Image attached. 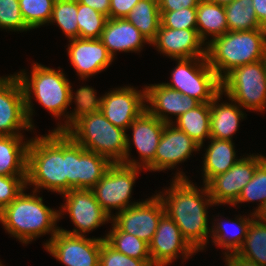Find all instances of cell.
Returning a JSON list of instances; mask_svg holds the SVG:
<instances>
[{
	"instance_id": "15",
	"label": "cell",
	"mask_w": 266,
	"mask_h": 266,
	"mask_svg": "<svg viewBox=\"0 0 266 266\" xmlns=\"http://www.w3.org/2000/svg\"><path fill=\"white\" fill-rule=\"evenodd\" d=\"M105 238H88L59 230L44 249L65 266H99L101 243Z\"/></svg>"
},
{
	"instance_id": "48",
	"label": "cell",
	"mask_w": 266,
	"mask_h": 266,
	"mask_svg": "<svg viewBox=\"0 0 266 266\" xmlns=\"http://www.w3.org/2000/svg\"><path fill=\"white\" fill-rule=\"evenodd\" d=\"M208 1L214 2V3L222 5V6H225V5H228L229 3H231L234 0H208Z\"/></svg>"
},
{
	"instance_id": "37",
	"label": "cell",
	"mask_w": 266,
	"mask_h": 266,
	"mask_svg": "<svg viewBox=\"0 0 266 266\" xmlns=\"http://www.w3.org/2000/svg\"><path fill=\"white\" fill-rule=\"evenodd\" d=\"M108 17L78 2L77 24L79 38L99 39Z\"/></svg>"
},
{
	"instance_id": "26",
	"label": "cell",
	"mask_w": 266,
	"mask_h": 266,
	"mask_svg": "<svg viewBox=\"0 0 266 266\" xmlns=\"http://www.w3.org/2000/svg\"><path fill=\"white\" fill-rule=\"evenodd\" d=\"M210 141V142H209ZM203 154L202 179L206 184L212 177L228 171L240 158L236 154L235 144L230 140L210 138Z\"/></svg>"
},
{
	"instance_id": "2",
	"label": "cell",
	"mask_w": 266,
	"mask_h": 266,
	"mask_svg": "<svg viewBox=\"0 0 266 266\" xmlns=\"http://www.w3.org/2000/svg\"><path fill=\"white\" fill-rule=\"evenodd\" d=\"M31 70L30 75L26 69L16 73L24 89L25 109L30 126L35 130L32 121L35 112L32 98L35 97L39 105L48 110L55 119L61 120L60 117H64V123L60 121L51 131H65L74 119L78 104L86 97L85 86H80L73 92L70 80L60 67L56 70L33 62ZM72 101L75 102V108L68 112Z\"/></svg>"
},
{
	"instance_id": "38",
	"label": "cell",
	"mask_w": 266,
	"mask_h": 266,
	"mask_svg": "<svg viewBox=\"0 0 266 266\" xmlns=\"http://www.w3.org/2000/svg\"><path fill=\"white\" fill-rule=\"evenodd\" d=\"M0 29L12 32L31 30L22 18L19 0H0Z\"/></svg>"
},
{
	"instance_id": "27",
	"label": "cell",
	"mask_w": 266,
	"mask_h": 266,
	"mask_svg": "<svg viewBox=\"0 0 266 266\" xmlns=\"http://www.w3.org/2000/svg\"><path fill=\"white\" fill-rule=\"evenodd\" d=\"M24 136H0V176H27L30 139L27 140Z\"/></svg>"
},
{
	"instance_id": "43",
	"label": "cell",
	"mask_w": 266,
	"mask_h": 266,
	"mask_svg": "<svg viewBox=\"0 0 266 266\" xmlns=\"http://www.w3.org/2000/svg\"><path fill=\"white\" fill-rule=\"evenodd\" d=\"M200 0H158L160 12L177 11L182 8H196Z\"/></svg>"
},
{
	"instance_id": "20",
	"label": "cell",
	"mask_w": 266,
	"mask_h": 266,
	"mask_svg": "<svg viewBox=\"0 0 266 266\" xmlns=\"http://www.w3.org/2000/svg\"><path fill=\"white\" fill-rule=\"evenodd\" d=\"M200 145L172 123L166 124L154 156V172L173 170L199 152Z\"/></svg>"
},
{
	"instance_id": "31",
	"label": "cell",
	"mask_w": 266,
	"mask_h": 266,
	"mask_svg": "<svg viewBox=\"0 0 266 266\" xmlns=\"http://www.w3.org/2000/svg\"><path fill=\"white\" fill-rule=\"evenodd\" d=\"M105 241L118 252L140 260H151L149 245L137 236L122 232L112 221Z\"/></svg>"
},
{
	"instance_id": "33",
	"label": "cell",
	"mask_w": 266,
	"mask_h": 266,
	"mask_svg": "<svg viewBox=\"0 0 266 266\" xmlns=\"http://www.w3.org/2000/svg\"><path fill=\"white\" fill-rule=\"evenodd\" d=\"M224 7L228 31L265 29L255 15L253 0H234Z\"/></svg>"
},
{
	"instance_id": "22",
	"label": "cell",
	"mask_w": 266,
	"mask_h": 266,
	"mask_svg": "<svg viewBox=\"0 0 266 266\" xmlns=\"http://www.w3.org/2000/svg\"><path fill=\"white\" fill-rule=\"evenodd\" d=\"M148 85H145L146 110L166 124L173 123V115L176 117L175 121L199 104L194 98L181 94L163 83Z\"/></svg>"
},
{
	"instance_id": "17",
	"label": "cell",
	"mask_w": 266,
	"mask_h": 266,
	"mask_svg": "<svg viewBox=\"0 0 266 266\" xmlns=\"http://www.w3.org/2000/svg\"><path fill=\"white\" fill-rule=\"evenodd\" d=\"M164 213L162 200L154 193L151 197L114 213L111 221L122 232L137 236L149 245Z\"/></svg>"
},
{
	"instance_id": "19",
	"label": "cell",
	"mask_w": 266,
	"mask_h": 266,
	"mask_svg": "<svg viewBox=\"0 0 266 266\" xmlns=\"http://www.w3.org/2000/svg\"><path fill=\"white\" fill-rule=\"evenodd\" d=\"M68 42L67 55L80 80L105 71L114 61L100 39L76 38Z\"/></svg>"
},
{
	"instance_id": "25",
	"label": "cell",
	"mask_w": 266,
	"mask_h": 266,
	"mask_svg": "<svg viewBox=\"0 0 266 266\" xmlns=\"http://www.w3.org/2000/svg\"><path fill=\"white\" fill-rule=\"evenodd\" d=\"M254 218L252 213L248 217L244 215H239L238 217L237 215L236 218H233L234 220L213 218L215 222L212 221L211 226V243L218 248H223L224 251H222V254L224 256L230 253H236L246 238L247 230Z\"/></svg>"
},
{
	"instance_id": "29",
	"label": "cell",
	"mask_w": 266,
	"mask_h": 266,
	"mask_svg": "<svg viewBox=\"0 0 266 266\" xmlns=\"http://www.w3.org/2000/svg\"><path fill=\"white\" fill-rule=\"evenodd\" d=\"M184 131L190 138L203 148V144L210 136V103H199L193 109L183 113L172 123Z\"/></svg>"
},
{
	"instance_id": "49",
	"label": "cell",
	"mask_w": 266,
	"mask_h": 266,
	"mask_svg": "<svg viewBox=\"0 0 266 266\" xmlns=\"http://www.w3.org/2000/svg\"><path fill=\"white\" fill-rule=\"evenodd\" d=\"M264 64H265V68H266V53H265V57L263 58Z\"/></svg>"
},
{
	"instance_id": "6",
	"label": "cell",
	"mask_w": 266,
	"mask_h": 266,
	"mask_svg": "<svg viewBox=\"0 0 266 266\" xmlns=\"http://www.w3.org/2000/svg\"><path fill=\"white\" fill-rule=\"evenodd\" d=\"M266 53V29L227 31L206 45L210 67L222 80L231 70L263 60Z\"/></svg>"
},
{
	"instance_id": "4",
	"label": "cell",
	"mask_w": 266,
	"mask_h": 266,
	"mask_svg": "<svg viewBox=\"0 0 266 266\" xmlns=\"http://www.w3.org/2000/svg\"><path fill=\"white\" fill-rule=\"evenodd\" d=\"M34 191L46 189L63 194L67 192L66 133L50 131L32 137L27 150L26 187Z\"/></svg>"
},
{
	"instance_id": "28",
	"label": "cell",
	"mask_w": 266,
	"mask_h": 266,
	"mask_svg": "<svg viewBox=\"0 0 266 266\" xmlns=\"http://www.w3.org/2000/svg\"><path fill=\"white\" fill-rule=\"evenodd\" d=\"M196 9L197 32L206 45L228 31L224 6L200 0Z\"/></svg>"
},
{
	"instance_id": "36",
	"label": "cell",
	"mask_w": 266,
	"mask_h": 266,
	"mask_svg": "<svg viewBox=\"0 0 266 266\" xmlns=\"http://www.w3.org/2000/svg\"><path fill=\"white\" fill-rule=\"evenodd\" d=\"M54 3L55 0H19L25 24L31 30L49 25Z\"/></svg>"
},
{
	"instance_id": "30",
	"label": "cell",
	"mask_w": 266,
	"mask_h": 266,
	"mask_svg": "<svg viewBox=\"0 0 266 266\" xmlns=\"http://www.w3.org/2000/svg\"><path fill=\"white\" fill-rule=\"evenodd\" d=\"M160 18L158 0H140L126 16L150 43L157 35Z\"/></svg>"
},
{
	"instance_id": "46",
	"label": "cell",
	"mask_w": 266,
	"mask_h": 266,
	"mask_svg": "<svg viewBox=\"0 0 266 266\" xmlns=\"http://www.w3.org/2000/svg\"><path fill=\"white\" fill-rule=\"evenodd\" d=\"M253 8L261 27L266 29V0H253Z\"/></svg>"
},
{
	"instance_id": "39",
	"label": "cell",
	"mask_w": 266,
	"mask_h": 266,
	"mask_svg": "<svg viewBox=\"0 0 266 266\" xmlns=\"http://www.w3.org/2000/svg\"><path fill=\"white\" fill-rule=\"evenodd\" d=\"M160 22L170 29H197V9L182 8L177 11L160 12Z\"/></svg>"
},
{
	"instance_id": "23",
	"label": "cell",
	"mask_w": 266,
	"mask_h": 266,
	"mask_svg": "<svg viewBox=\"0 0 266 266\" xmlns=\"http://www.w3.org/2000/svg\"><path fill=\"white\" fill-rule=\"evenodd\" d=\"M115 59L117 52L140 53L150 42L126 18H108L99 38Z\"/></svg>"
},
{
	"instance_id": "5",
	"label": "cell",
	"mask_w": 266,
	"mask_h": 266,
	"mask_svg": "<svg viewBox=\"0 0 266 266\" xmlns=\"http://www.w3.org/2000/svg\"><path fill=\"white\" fill-rule=\"evenodd\" d=\"M27 187L0 212V223L5 232L25 245L49 234L44 246L59 231V210L50 208L43 203L40 192L32 190L26 193Z\"/></svg>"
},
{
	"instance_id": "18",
	"label": "cell",
	"mask_w": 266,
	"mask_h": 266,
	"mask_svg": "<svg viewBox=\"0 0 266 266\" xmlns=\"http://www.w3.org/2000/svg\"><path fill=\"white\" fill-rule=\"evenodd\" d=\"M196 253L184 239L176 223L164 213L149 244V254L153 266L170 265L180 256L186 261Z\"/></svg>"
},
{
	"instance_id": "16",
	"label": "cell",
	"mask_w": 266,
	"mask_h": 266,
	"mask_svg": "<svg viewBox=\"0 0 266 266\" xmlns=\"http://www.w3.org/2000/svg\"><path fill=\"white\" fill-rule=\"evenodd\" d=\"M34 130L27 119L25 95L16 74L0 77V136L23 135Z\"/></svg>"
},
{
	"instance_id": "45",
	"label": "cell",
	"mask_w": 266,
	"mask_h": 266,
	"mask_svg": "<svg viewBox=\"0 0 266 266\" xmlns=\"http://www.w3.org/2000/svg\"><path fill=\"white\" fill-rule=\"evenodd\" d=\"M79 3L87 5L94 10L104 14L109 18L110 0H77Z\"/></svg>"
},
{
	"instance_id": "13",
	"label": "cell",
	"mask_w": 266,
	"mask_h": 266,
	"mask_svg": "<svg viewBox=\"0 0 266 266\" xmlns=\"http://www.w3.org/2000/svg\"><path fill=\"white\" fill-rule=\"evenodd\" d=\"M166 123L150 114L146 109L127 128L132 130V138L126 134L124 165L135 166L154 172V156ZM131 138V139H130ZM135 146L139 160L131 158V147Z\"/></svg>"
},
{
	"instance_id": "11",
	"label": "cell",
	"mask_w": 266,
	"mask_h": 266,
	"mask_svg": "<svg viewBox=\"0 0 266 266\" xmlns=\"http://www.w3.org/2000/svg\"><path fill=\"white\" fill-rule=\"evenodd\" d=\"M111 165L107 158L86 150L66 133L67 192L71 189L91 190Z\"/></svg>"
},
{
	"instance_id": "10",
	"label": "cell",
	"mask_w": 266,
	"mask_h": 266,
	"mask_svg": "<svg viewBox=\"0 0 266 266\" xmlns=\"http://www.w3.org/2000/svg\"><path fill=\"white\" fill-rule=\"evenodd\" d=\"M145 169L122 163L112 164L102 179L91 189L101 208L111 217L112 209L121 212L141 201H131L133 186L138 175Z\"/></svg>"
},
{
	"instance_id": "3",
	"label": "cell",
	"mask_w": 266,
	"mask_h": 266,
	"mask_svg": "<svg viewBox=\"0 0 266 266\" xmlns=\"http://www.w3.org/2000/svg\"><path fill=\"white\" fill-rule=\"evenodd\" d=\"M64 132L86 150L104 156L112 164H123L126 130L114 126L87 97L78 104L74 119Z\"/></svg>"
},
{
	"instance_id": "1",
	"label": "cell",
	"mask_w": 266,
	"mask_h": 266,
	"mask_svg": "<svg viewBox=\"0 0 266 266\" xmlns=\"http://www.w3.org/2000/svg\"><path fill=\"white\" fill-rule=\"evenodd\" d=\"M175 173L170 186L156 194L162 200L165 214L176 223L184 239L197 253L203 252L211 233L208 209L215 204L205 184L200 188L185 172L177 169Z\"/></svg>"
},
{
	"instance_id": "34",
	"label": "cell",
	"mask_w": 266,
	"mask_h": 266,
	"mask_svg": "<svg viewBox=\"0 0 266 266\" xmlns=\"http://www.w3.org/2000/svg\"><path fill=\"white\" fill-rule=\"evenodd\" d=\"M77 13V0H55L49 24L56 23L68 40L79 38Z\"/></svg>"
},
{
	"instance_id": "47",
	"label": "cell",
	"mask_w": 266,
	"mask_h": 266,
	"mask_svg": "<svg viewBox=\"0 0 266 266\" xmlns=\"http://www.w3.org/2000/svg\"><path fill=\"white\" fill-rule=\"evenodd\" d=\"M254 217L260 222L266 223V202L262 207L254 214Z\"/></svg>"
},
{
	"instance_id": "41",
	"label": "cell",
	"mask_w": 266,
	"mask_h": 266,
	"mask_svg": "<svg viewBox=\"0 0 266 266\" xmlns=\"http://www.w3.org/2000/svg\"><path fill=\"white\" fill-rule=\"evenodd\" d=\"M27 176H0V212L26 188Z\"/></svg>"
},
{
	"instance_id": "24",
	"label": "cell",
	"mask_w": 266,
	"mask_h": 266,
	"mask_svg": "<svg viewBox=\"0 0 266 266\" xmlns=\"http://www.w3.org/2000/svg\"><path fill=\"white\" fill-rule=\"evenodd\" d=\"M223 93L220 92L210 102V136L215 139L233 141L242 121L247 114L243 108L232 99L221 102ZM231 102H230V101ZM220 102V103H219ZM242 119V120H241Z\"/></svg>"
},
{
	"instance_id": "8",
	"label": "cell",
	"mask_w": 266,
	"mask_h": 266,
	"mask_svg": "<svg viewBox=\"0 0 266 266\" xmlns=\"http://www.w3.org/2000/svg\"><path fill=\"white\" fill-rule=\"evenodd\" d=\"M221 92L243 109L266 110V68L263 60L231 70L221 80Z\"/></svg>"
},
{
	"instance_id": "9",
	"label": "cell",
	"mask_w": 266,
	"mask_h": 266,
	"mask_svg": "<svg viewBox=\"0 0 266 266\" xmlns=\"http://www.w3.org/2000/svg\"><path fill=\"white\" fill-rule=\"evenodd\" d=\"M86 97L114 126L127 131L132 122L146 109L145 86L142 90L122 86L97 97L94 87L85 85Z\"/></svg>"
},
{
	"instance_id": "21",
	"label": "cell",
	"mask_w": 266,
	"mask_h": 266,
	"mask_svg": "<svg viewBox=\"0 0 266 266\" xmlns=\"http://www.w3.org/2000/svg\"><path fill=\"white\" fill-rule=\"evenodd\" d=\"M164 56L175 59L206 57V44L197 29H170L160 24L155 39L150 43Z\"/></svg>"
},
{
	"instance_id": "7",
	"label": "cell",
	"mask_w": 266,
	"mask_h": 266,
	"mask_svg": "<svg viewBox=\"0 0 266 266\" xmlns=\"http://www.w3.org/2000/svg\"><path fill=\"white\" fill-rule=\"evenodd\" d=\"M167 87L190 96L199 103H210L221 92V80L208 64L206 57L175 59Z\"/></svg>"
},
{
	"instance_id": "44",
	"label": "cell",
	"mask_w": 266,
	"mask_h": 266,
	"mask_svg": "<svg viewBox=\"0 0 266 266\" xmlns=\"http://www.w3.org/2000/svg\"><path fill=\"white\" fill-rule=\"evenodd\" d=\"M226 266H260L255 261L242 257L236 253H230L223 256Z\"/></svg>"
},
{
	"instance_id": "14",
	"label": "cell",
	"mask_w": 266,
	"mask_h": 266,
	"mask_svg": "<svg viewBox=\"0 0 266 266\" xmlns=\"http://www.w3.org/2000/svg\"><path fill=\"white\" fill-rule=\"evenodd\" d=\"M249 154H244L228 171L212 177L205 184L215 207L226 204L232 206L252 179L257 166L265 159L264 154Z\"/></svg>"
},
{
	"instance_id": "40",
	"label": "cell",
	"mask_w": 266,
	"mask_h": 266,
	"mask_svg": "<svg viewBox=\"0 0 266 266\" xmlns=\"http://www.w3.org/2000/svg\"><path fill=\"white\" fill-rule=\"evenodd\" d=\"M99 266H153L151 260H140L118 252L105 240L101 243Z\"/></svg>"
},
{
	"instance_id": "35",
	"label": "cell",
	"mask_w": 266,
	"mask_h": 266,
	"mask_svg": "<svg viewBox=\"0 0 266 266\" xmlns=\"http://www.w3.org/2000/svg\"><path fill=\"white\" fill-rule=\"evenodd\" d=\"M259 202L258 206L251 212L253 215L266 202V158L257 166L252 179L242 189L237 201L232 205L236 207L238 204Z\"/></svg>"
},
{
	"instance_id": "12",
	"label": "cell",
	"mask_w": 266,
	"mask_h": 266,
	"mask_svg": "<svg viewBox=\"0 0 266 266\" xmlns=\"http://www.w3.org/2000/svg\"><path fill=\"white\" fill-rule=\"evenodd\" d=\"M61 195L65 202L59 207V219L67 213L75 226L72 231L59 227L65 233L86 236V233L112 220L101 208L92 190L71 189Z\"/></svg>"
},
{
	"instance_id": "42",
	"label": "cell",
	"mask_w": 266,
	"mask_h": 266,
	"mask_svg": "<svg viewBox=\"0 0 266 266\" xmlns=\"http://www.w3.org/2000/svg\"><path fill=\"white\" fill-rule=\"evenodd\" d=\"M140 0H110L109 18H126Z\"/></svg>"
},
{
	"instance_id": "32",
	"label": "cell",
	"mask_w": 266,
	"mask_h": 266,
	"mask_svg": "<svg viewBox=\"0 0 266 266\" xmlns=\"http://www.w3.org/2000/svg\"><path fill=\"white\" fill-rule=\"evenodd\" d=\"M236 254L266 266V223L254 218Z\"/></svg>"
}]
</instances>
